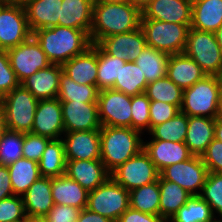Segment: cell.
Listing matches in <instances>:
<instances>
[{"instance_id": "cell-5", "label": "cell", "mask_w": 222, "mask_h": 222, "mask_svg": "<svg viewBox=\"0 0 222 222\" xmlns=\"http://www.w3.org/2000/svg\"><path fill=\"white\" fill-rule=\"evenodd\" d=\"M39 100L22 84L0 99L6 128L11 131H32L35 111Z\"/></svg>"}, {"instance_id": "cell-47", "label": "cell", "mask_w": 222, "mask_h": 222, "mask_svg": "<svg viewBox=\"0 0 222 222\" xmlns=\"http://www.w3.org/2000/svg\"><path fill=\"white\" fill-rule=\"evenodd\" d=\"M179 112L180 109L176 105L163 101H150V130L154 126L170 120Z\"/></svg>"}, {"instance_id": "cell-2", "label": "cell", "mask_w": 222, "mask_h": 222, "mask_svg": "<svg viewBox=\"0 0 222 222\" xmlns=\"http://www.w3.org/2000/svg\"><path fill=\"white\" fill-rule=\"evenodd\" d=\"M32 36L52 64L63 65L92 45L86 31L60 25L33 31Z\"/></svg>"}, {"instance_id": "cell-35", "label": "cell", "mask_w": 222, "mask_h": 222, "mask_svg": "<svg viewBox=\"0 0 222 222\" xmlns=\"http://www.w3.org/2000/svg\"><path fill=\"white\" fill-rule=\"evenodd\" d=\"M99 89L96 85L78 84L63 71L59 82V101L97 102Z\"/></svg>"}, {"instance_id": "cell-16", "label": "cell", "mask_w": 222, "mask_h": 222, "mask_svg": "<svg viewBox=\"0 0 222 222\" xmlns=\"http://www.w3.org/2000/svg\"><path fill=\"white\" fill-rule=\"evenodd\" d=\"M62 140L66 161L101 160L100 130L65 132Z\"/></svg>"}, {"instance_id": "cell-17", "label": "cell", "mask_w": 222, "mask_h": 222, "mask_svg": "<svg viewBox=\"0 0 222 222\" xmlns=\"http://www.w3.org/2000/svg\"><path fill=\"white\" fill-rule=\"evenodd\" d=\"M98 45L108 54L127 62H134L146 47L142 28L103 38Z\"/></svg>"}, {"instance_id": "cell-1", "label": "cell", "mask_w": 222, "mask_h": 222, "mask_svg": "<svg viewBox=\"0 0 222 222\" xmlns=\"http://www.w3.org/2000/svg\"><path fill=\"white\" fill-rule=\"evenodd\" d=\"M141 17L142 10L130 2L95 1L89 34L91 43L98 44L103 38L140 28Z\"/></svg>"}, {"instance_id": "cell-33", "label": "cell", "mask_w": 222, "mask_h": 222, "mask_svg": "<svg viewBox=\"0 0 222 222\" xmlns=\"http://www.w3.org/2000/svg\"><path fill=\"white\" fill-rule=\"evenodd\" d=\"M169 56L146 45L134 62L145 75L147 83H150L167 76Z\"/></svg>"}, {"instance_id": "cell-20", "label": "cell", "mask_w": 222, "mask_h": 222, "mask_svg": "<svg viewBox=\"0 0 222 222\" xmlns=\"http://www.w3.org/2000/svg\"><path fill=\"white\" fill-rule=\"evenodd\" d=\"M143 150L149 155L159 172L173 164L188 160L193 155L185 143L162 140L144 141Z\"/></svg>"}, {"instance_id": "cell-44", "label": "cell", "mask_w": 222, "mask_h": 222, "mask_svg": "<svg viewBox=\"0 0 222 222\" xmlns=\"http://www.w3.org/2000/svg\"><path fill=\"white\" fill-rule=\"evenodd\" d=\"M25 216L22 196L13 195L0 200V222H17Z\"/></svg>"}, {"instance_id": "cell-41", "label": "cell", "mask_w": 222, "mask_h": 222, "mask_svg": "<svg viewBox=\"0 0 222 222\" xmlns=\"http://www.w3.org/2000/svg\"><path fill=\"white\" fill-rule=\"evenodd\" d=\"M24 133L6 130L0 142V165L8 166L23 157Z\"/></svg>"}, {"instance_id": "cell-40", "label": "cell", "mask_w": 222, "mask_h": 222, "mask_svg": "<svg viewBox=\"0 0 222 222\" xmlns=\"http://www.w3.org/2000/svg\"><path fill=\"white\" fill-rule=\"evenodd\" d=\"M183 91L182 88L166 76L148 83L144 93L150 101H163L176 105L180 109L183 100Z\"/></svg>"}, {"instance_id": "cell-34", "label": "cell", "mask_w": 222, "mask_h": 222, "mask_svg": "<svg viewBox=\"0 0 222 222\" xmlns=\"http://www.w3.org/2000/svg\"><path fill=\"white\" fill-rule=\"evenodd\" d=\"M130 207L134 210L160 216V189L158 180L129 192Z\"/></svg>"}, {"instance_id": "cell-8", "label": "cell", "mask_w": 222, "mask_h": 222, "mask_svg": "<svg viewBox=\"0 0 222 222\" xmlns=\"http://www.w3.org/2000/svg\"><path fill=\"white\" fill-rule=\"evenodd\" d=\"M129 207V191L111 177L88 194L86 208L113 222H117Z\"/></svg>"}, {"instance_id": "cell-7", "label": "cell", "mask_w": 222, "mask_h": 222, "mask_svg": "<svg viewBox=\"0 0 222 222\" xmlns=\"http://www.w3.org/2000/svg\"><path fill=\"white\" fill-rule=\"evenodd\" d=\"M184 53L193 59L206 75L222 73V51L214 32L190 28Z\"/></svg>"}, {"instance_id": "cell-3", "label": "cell", "mask_w": 222, "mask_h": 222, "mask_svg": "<svg viewBox=\"0 0 222 222\" xmlns=\"http://www.w3.org/2000/svg\"><path fill=\"white\" fill-rule=\"evenodd\" d=\"M142 134L131 127H101V161L109 173L143 150Z\"/></svg>"}, {"instance_id": "cell-19", "label": "cell", "mask_w": 222, "mask_h": 222, "mask_svg": "<svg viewBox=\"0 0 222 222\" xmlns=\"http://www.w3.org/2000/svg\"><path fill=\"white\" fill-rule=\"evenodd\" d=\"M65 174L88 192L93 191L110 178L101 160H68Z\"/></svg>"}, {"instance_id": "cell-31", "label": "cell", "mask_w": 222, "mask_h": 222, "mask_svg": "<svg viewBox=\"0 0 222 222\" xmlns=\"http://www.w3.org/2000/svg\"><path fill=\"white\" fill-rule=\"evenodd\" d=\"M66 156L62 138L51 139L38 162L42 177H59L65 174Z\"/></svg>"}, {"instance_id": "cell-38", "label": "cell", "mask_w": 222, "mask_h": 222, "mask_svg": "<svg viewBox=\"0 0 222 222\" xmlns=\"http://www.w3.org/2000/svg\"><path fill=\"white\" fill-rule=\"evenodd\" d=\"M188 129V116L179 112L170 120L154 126L148 134L151 140L184 143Z\"/></svg>"}, {"instance_id": "cell-11", "label": "cell", "mask_w": 222, "mask_h": 222, "mask_svg": "<svg viewBox=\"0 0 222 222\" xmlns=\"http://www.w3.org/2000/svg\"><path fill=\"white\" fill-rule=\"evenodd\" d=\"M7 52L11 67L20 83L52 64L33 36Z\"/></svg>"}, {"instance_id": "cell-14", "label": "cell", "mask_w": 222, "mask_h": 222, "mask_svg": "<svg viewBox=\"0 0 222 222\" xmlns=\"http://www.w3.org/2000/svg\"><path fill=\"white\" fill-rule=\"evenodd\" d=\"M31 133L50 139L62 138L65 129L62 106L58 98L39 100Z\"/></svg>"}, {"instance_id": "cell-18", "label": "cell", "mask_w": 222, "mask_h": 222, "mask_svg": "<svg viewBox=\"0 0 222 222\" xmlns=\"http://www.w3.org/2000/svg\"><path fill=\"white\" fill-rule=\"evenodd\" d=\"M192 0H153L142 9L141 19L191 24Z\"/></svg>"}, {"instance_id": "cell-54", "label": "cell", "mask_w": 222, "mask_h": 222, "mask_svg": "<svg viewBox=\"0 0 222 222\" xmlns=\"http://www.w3.org/2000/svg\"><path fill=\"white\" fill-rule=\"evenodd\" d=\"M32 1L34 0H7V5L20 6L25 8Z\"/></svg>"}, {"instance_id": "cell-64", "label": "cell", "mask_w": 222, "mask_h": 222, "mask_svg": "<svg viewBox=\"0 0 222 222\" xmlns=\"http://www.w3.org/2000/svg\"><path fill=\"white\" fill-rule=\"evenodd\" d=\"M212 222H222V219H215L214 221H212Z\"/></svg>"}, {"instance_id": "cell-45", "label": "cell", "mask_w": 222, "mask_h": 222, "mask_svg": "<svg viewBox=\"0 0 222 222\" xmlns=\"http://www.w3.org/2000/svg\"><path fill=\"white\" fill-rule=\"evenodd\" d=\"M20 84L11 67L7 50L0 49V99Z\"/></svg>"}, {"instance_id": "cell-27", "label": "cell", "mask_w": 222, "mask_h": 222, "mask_svg": "<svg viewBox=\"0 0 222 222\" xmlns=\"http://www.w3.org/2000/svg\"><path fill=\"white\" fill-rule=\"evenodd\" d=\"M62 0H34L24 9L31 32L59 25Z\"/></svg>"}, {"instance_id": "cell-63", "label": "cell", "mask_w": 222, "mask_h": 222, "mask_svg": "<svg viewBox=\"0 0 222 222\" xmlns=\"http://www.w3.org/2000/svg\"><path fill=\"white\" fill-rule=\"evenodd\" d=\"M1 4H7V0H0Z\"/></svg>"}, {"instance_id": "cell-12", "label": "cell", "mask_w": 222, "mask_h": 222, "mask_svg": "<svg viewBox=\"0 0 222 222\" xmlns=\"http://www.w3.org/2000/svg\"><path fill=\"white\" fill-rule=\"evenodd\" d=\"M208 173L201 156H192L188 160L164 168L160 176L164 180L175 182L192 195H200Z\"/></svg>"}, {"instance_id": "cell-57", "label": "cell", "mask_w": 222, "mask_h": 222, "mask_svg": "<svg viewBox=\"0 0 222 222\" xmlns=\"http://www.w3.org/2000/svg\"><path fill=\"white\" fill-rule=\"evenodd\" d=\"M153 0H129L130 3L139 7L141 10Z\"/></svg>"}, {"instance_id": "cell-15", "label": "cell", "mask_w": 222, "mask_h": 222, "mask_svg": "<svg viewBox=\"0 0 222 222\" xmlns=\"http://www.w3.org/2000/svg\"><path fill=\"white\" fill-rule=\"evenodd\" d=\"M65 132L100 130L97 102L60 101Z\"/></svg>"}, {"instance_id": "cell-50", "label": "cell", "mask_w": 222, "mask_h": 222, "mask_svg": "<svg viewBox=\"0 0 222 222\" xmlns=\"http://www.w3.org/2000/svg\"><path fill=\"white\" fill-rule=\"evenodd\" d=\"M163 218L159 215L143 213L129 207L122 213L117 222H161Z\"/></svg>"}, {"instance_id": "cell-37", "label": "cell", "mask_w": 222, "mask_h": 222, "mask_svg": "<svg viewBox=\"0 0 222 222\" xmlns=\"http://www.w3.org/2000/svg\"><path fill=\"white\" fill-rule=\"evenodd\" d=\"M217 217L200 195H192L170 218L173 222H212Z\"/></svg>"}, {"instance_id": "cell-39", "label": "cell", "mask_w": 222, "mask_h": 222, "mask_svg": "<svg viewBox=\"0 0 222 222\" xmlns=\"http://www.w3.org/2000/svg\"><path fill=\"white\" fill-rule=\"evenodd\" d=\"M127 61L108 55L97 44V87L99 90L111 89L114 86L116 78H119L121 66Z\"/></svg>"}, {"instance_id": "cell-49", "label": "cell", "mask_w": 222, "mask_h": 222, "mask_svg": "<svg viewBox=\"0 0 222 222\" xmlns=\"http://www.w3.org/2000/svg\"><path fill=\"white\" fill-rule=\"evenodd\" d=\"M80 211L72 206L55 204L45 218L48 222H77Z\"/></svg>"}, {"instance_id": "cell-25", "label": "cell", "mask_w": 222, "mask_h": 222, "mask_svg": "<svg viewBox=\"0 0 222 222\" xmlns=\"http://www.w3.org/2000/svg\"><path fill=\"white\" fill-rule=\"evenodd\" d=\"M89 192L66 174L51 178V195L54 204L85 209Z\"/></svg>"}, {"instance_id": "cell-13", "label": "cell", "mask_w": 222, "mask_h": 222, "mask_svg": "<svg viewBox=\"0 0 222 222\" xmlns=\"http://www.w3.org/2000/svg\"><path fill=\"white\" fill-rule=\"evenodd\" d=\"M31 36L25 9L3 4L0 7V49L16 47Z\"/></svg>"}, {"instance_id": "cell-6", "label": "cell", "mask_w": 222, "mask_h": 222, "mask_svg": "<svg viewBox=\"0 0 222 222\" xmlns=\"http://www.w3.org/2000/svg\"><path fill=\"white\" fill-rule=\"evenodd\" d=\"M191 24L141 19L147 46L169 55L184 53Z\"/></svg>"}, {"instance_id": "cell-52", "label": "cell", "mask_w": 222, "mask_h": 222, "mask_svg": "<svg viewBox=\"0 0 222 222\" xmlns=\"http://www.w3.org/2000/svg\"><path fill=\"white\" fill-rule=\"evenodd\" d=\"M77 222H113L112 220L97 214L87 208L82 209L79 213Z\"/></svg>"}, {"instance_id": "cell-51", "label": "cell", "mask_w": 222, "mask_h": 222, "mask_svg": "<svg viewBox=\"0 0 222 222\" xmlns=\"http://www.w3.org/2000/svg\"><path fill=\"white\" fill-rule=\"evenodd\" d=\"M13 195L8 167L0 165V200Z\"/></svg>"}, {"instance_id": "cell-21", "label": "cell", "mask_w": 222, "mask_h": 222, "mask_svg": "<svg viewBox=\"0 0 222 222\" xmlns=\"http://www.w3.org/2000/svg\"><path fill=\"white\" fill-rule=\"evenodd\" d=\"M62 71V65L51 64L38 70L21 84L38 100L54 99L58 96Z\"/></svg>"}, {"instance_id": "cell-23", "label": "cell", "mask_w": 222, "mask_h": 222, "mask_svg": "<svg viewBox=\"0 0 222 222\" xmlns=\"http://www.w3.org/2000/svg\"><path fill=\"white\" fill-rule=\"evenodd\" d=\"M215 118L205 116L188 117L185 145L193 156H202L215 138Z\"/></svg>"}, {"instance_id": "cell-62", "label": "cell", "mask_w": 222, "mask_h": 222, "mask_svg": "<svg viewBox=\"0 0 222 222\" xmlns=\"http://www.w3.org/2000/svg\"><path fill=\"white\" fill-rule=\"evenodd\" d=\"M161 222H173L171 219H163Z\"/></svg>"}, {"instance_id": "cell-59", "label": "cell", "mask_w": 222, "mask_h": 222, "mask_svg": "<svg viewBox=\"0 0 222 222\" xmlns=\"http://www.w3.org/2000/svg\"><path fill=\"white\" fill-rule=\"evenodd\" d=\"M216 119L222 121V93L220 96V102H219V106H218V114H217Z\"/></svg>"}, {"instance_id": "cell-56", "label": "cell", "mask_w": 222, "mask_h": 222, "mask_svg": "<svg viewBox=\"0 0 222 222\" xmlns=\"http://www.w3.org/2000/svg\"><path fill=\"white\" fill-rule=\"evenodd\" d=\"M26 222H48L45 216L26 215Z\"/></svg>"}, {"instance_id": "cell-10", "label": "cell", "mask_w": 222, "mask_h": 222, "mask_svg": "<svg viewBox=\"0 0 222 222\" xmlns=\"http://www.w3.org/2000/svg\"><path fill=\"white\" fill-rule=\"evenodd\" d=\"M132 96L114 89L99 91L97 106L101 126L132 128Z\"/></svg>"}, {"instance_id": "cell-48", "label": "cell", "mask_w": 222, "mask_h": 222, "mask_svg": "<svg viewBox=\"0 0 222 222\" xmlns=\"http://www.w3.org/2000/svg\"><path fill=\"white\" fill-rule=\"evenodd\" d=\"M208 172L222 173V143L215 139L201 156Z\"/></svg>"}, {"instance_id": "cell-9", "label": "cell", "mask_w": 222, "mask_h": 222, "mask_svg": "<svg viewBox=\"0 0 222 222\" xmlns=\"http://www.w3.org/2000/svg\"><path fill=\"white\" fill-rule=\"evenodd\" d=\"M110 177L130 192L135 188L157 181L160 172L149 155L142 150L113 170Z\"/></svg>"}, {"instance_id": "cell-43", "label": "cell", "mask_w": 222, "mask_h": 222, "mask_svg": "<svg viewBox=\"0 0 222 222\" xmlns=\"http://www.w3.org/2000/svg\"><path fill=\"white\" fill-rule=\"evenodd\" d=\"M132 129L150 131V99L145 93L132 96Z\"/></svg>"}, {"instance_id": "cell-61", "label": "cell", "mask_w": 222, "mask_h": 222, "mask_svg": "<svg viewBox=\"0 0 222 222\" xmlns=\"http://www.w3.org/2000/svg\"><path fill=\"white\" fill-rule=\"evenodd\" d=\"M221 84V93H222V73L218 76Z\"/></svg>"}, {"instance_id": "cell-65", "label": "cell", "mask_w": 222, "mask_h": 222, "mask_svg": "<svg viewBox=\"0 0 222 222\" xmlns=\"http://www.w3.org/2000/svg\"><path fill=\"white\" fill-rule=\"evenodd\" d=\"M17 222H26V216L24 219H22L21 221H17Z\"/></svg>"}, {"instance_id": "cell-22", "label": "cell", "mask_w": 222, "mask_h": 222, "mask_svg": "<svg viewBox=\"0 0 222 222\" xmlns=\"http://www.w3.org/2000/svg\"><path fill=\"white\" fill-rule=\"evenodd\" d=\"M63 72L78 84L97 86V44L62 65Z\"/></svg>"}, {"instance_id": "cell-46", "label": "cell", "mask_w": 222, "mask_h": 222, "mask_svg": "<svg viewBox=\"0 0 222 222\" xmlns=\"http://www.w3.org/2000/svg\"><path fill=\"white\" fill-rule=\"evenodd\" d=\"M50 140V138L36 135L31 132L24 133L23 157L38 163Z\"/></svg>"}, {"instance_id": "cell-55", "label": "cell", "mask_w": 222, "mask_h": 222, "mask_svg": "<svg viewBox=\"0 0 222 222\" xmlns=\"http://www.w3.org/2000/svg\"><path fill=\"white\" fill-rule=\"evenodd\" d=\"M6 130H7V128H6L4 114H3L2 109L0 107V142H1L2 136Z\"/></svg>"}, {"instance_id": "cell-60", "label": "cell", "mask_w": 222, "mask_h": 222, "mask_svg": "<svg viewBox=\"0 0 222 222\" xmlns=\"http://www.w3.org/2000/svg\"><path fill=\"white\" fill-rule=\"evenodd\" d=\"M101 2H129V0H95Z\"/></svg>"}, {"instance_id": "cell-30", "label": "cell", "mask_w": 222, "mask_h": 222, "mask_svg": "<svg viewBox=\"0 0 222 222\" xmlns=\"http://www.w3.org/2000/svg\"><path fill=\"white\" fill-rule=\"evenodd\" d=\"M7 167L13 194L17 196H23L29 187L41 177L38 163L24 157Z\"/></svg>"}, {"instance_id": "cell-29", "label": "cell", "mask_w": 222, "mask_h": 222, "mask_svg": "<svg viewBox=\"0 0 222 222\" xmlns=\"http://www.w3.org/2000/svg\"><path fill=\"white\" fill-rule=\"evenodd\" d=\"M222 25V0H192L190 28L215 32Z\"/></svg>"}, {"instance_id": "cell-28", "label": "cell", "mask_w": 222, "mask_h": 222, "mask_svg": "<svg viewBox=\"0 0 222 222\" xmlns=\"http://www.w3.org/2000/svg\"><path fill=\"white\" fill-rule=\"evenodd\" d=\"M26 215L46 216L55 205L51 195V178L40 177L22 196Z\"/></svg>"}, {"instance_id": "cell-26", "label": "cell", "mask_w": 222, "mask_h": 222, "mask_svg": "<svg viewBox=\"0 0 222 222\" xmlns=\"http://www.w3.org/2000/svg\"><path fill=\"white\" fill-rule=\"evenodd\" d=\"M95 0H62L59 25L90 34Z\"/></svg>"}, {"instance_id": "cell-24", "label": "cell", "mask_w": 222, "mask_h": 222, "mask_svg": "<svg viewBox=\"0 0 222 222\" xmlns=\"http://www.w3.org/2000/svg\"><path fill=\"white\" fill-rule=\"evenodd\" d=\"M206 76L202 68L185 53L170 55L167 77L183 90L193 86Z\"/></svg>"}, {"instance_id": "cell-32", "label": "cell", "mask_w": 222, "mask_h": 222, "mask_svg": "<svg viewBox=\"0 0 222 222\" xmlns=\"http://www.w3.org/2000/svg\"><path fill=\"white\" fill-rule=\"evenodd\" d=\"M158 182L160 189V216L163 219H170L181 206L185 205L192 194L175 182L164 180L161 176Z\"/></svg>"}, {"instance_id": "cell-42", "label": "cell", "mask_w": 222, "mask_h": 222, "mask_svg": "<svg viewBox=\"0 0 222 222\" xmlns=\"http://www.w3.org/2000/svg\"><path fill=\"white\" fill-rule=\"evenodd\" d=\"M200 196L222 218V173H208Z\"/></svg>"}, {"instance_id": "cell-53", "label": "cell", "mask_w": 222, "mask_h": 222, "mask_svg": "<svg viewBox=\"0 0 222 222\" xmlns=\"http://www.w3.org/2000/svg\"><path fill=\"white\" fill-rule=\"evenodd\" d=\"M215 139L219 140L222 143V121H215Z\"/></svg>"}, {"instance_id": "cell-36", "label": "cell", "mask_w": 222, "mask_h": 222, "mask_svg": "<svg viewBox=\"0 0 222 222\" xmlns=\"http://www.w3.org/2000/svg\"><path fill=\"white\" fill-rule=\"evenodd\" d=\"M147 84L145 75L142 74L139 66L135 62H126L124 66H121L119 78H116L111 89L135 96L144 93Z\"/></svg>"}, {"instance_id": "cell-58", "label": "cell", "mask_w": 222, "mask_h": 222, "mask_svg": "<svg viewBox=\"0 0 222 222\" xmlns=\"http://www.w3.org/2000/svg\"><path fill=\"white\" fill-rule=\"evenodd\" d=\"M216 41L219 44V47L222 51V25L214 32Z\"/></svg>"}, {"instance_id": "cell-4", "label": "cell", "mask_w": 222, "mask_h": 222, "mask_svg": "<svg viewBox=\"0 0 222 222\" xmlns=\"http://www.w3.org/2000/svg\"><path fill=\"white\" fill-rule=\"evenodd\" d=\"M221 84L216 75H206L193 86L184 89L180 111L190 116L217 117Z\"/></svg>"}]
</instances>
